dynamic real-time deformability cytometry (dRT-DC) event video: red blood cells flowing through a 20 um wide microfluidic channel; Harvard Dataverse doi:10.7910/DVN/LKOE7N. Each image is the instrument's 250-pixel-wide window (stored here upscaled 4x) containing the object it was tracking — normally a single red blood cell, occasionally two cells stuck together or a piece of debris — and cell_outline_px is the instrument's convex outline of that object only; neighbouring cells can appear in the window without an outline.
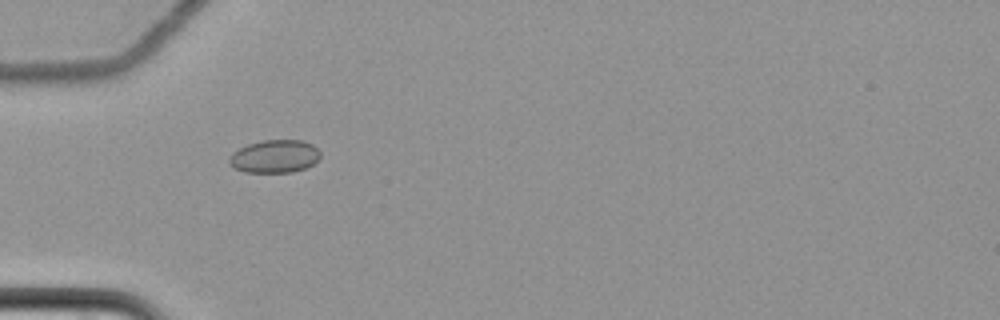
{"species": "common noctule bat (a hibernating species)", "species_latin": "Nyctalus noctula", "temperature_condition": "cold", "stored_images_in_passage": 44, "camera_frame_rate_fps": 3000, "um_per_image_px": 0.085, "animal": {"sex": "female", "body_mass_g": 22.7, "forearm_length_mm": 54.2}, "frame": {"image": 1, "passage_image": 4, "time_ms": 1.0, "image_size_px": [1000, 320], "cell_outline_px": [[320, 156], [312, 164], [304, 168], [292, 172], [244, 172], [232, 168], [228, 164], [228, 160], [232, 152], [248, 144], [264, 140], [304, 140], [312, 144], [320, 152]], "centroid_in_image_um": [23.3, 13.29], "position_along_channel_um": 61.7, "area_um2": 17.51}}
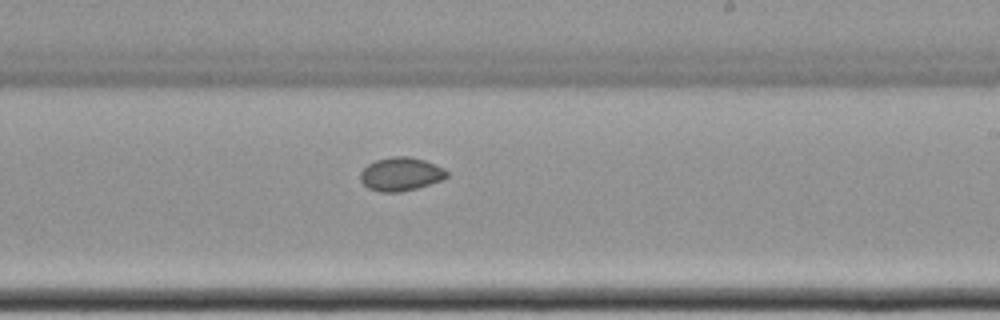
{"frame": {"image": 2, "passage_image": 21, "time_ms": 6.667, "image_size_px": [1000, 320], "cell_outline_px": [[448, 176], [444, 180], [416, 188], [400, 192], [380, 192], [368, 188], [360, 180], [360, 172], [368, 164], [376, 160], [392, 156], [408, 156], [424, 160], [444, 168], [448, 172]], "centroid_in_image_um": [34.08, 14.8], "position_along_channel_um": 254.9, "area_um2": 16.94}}
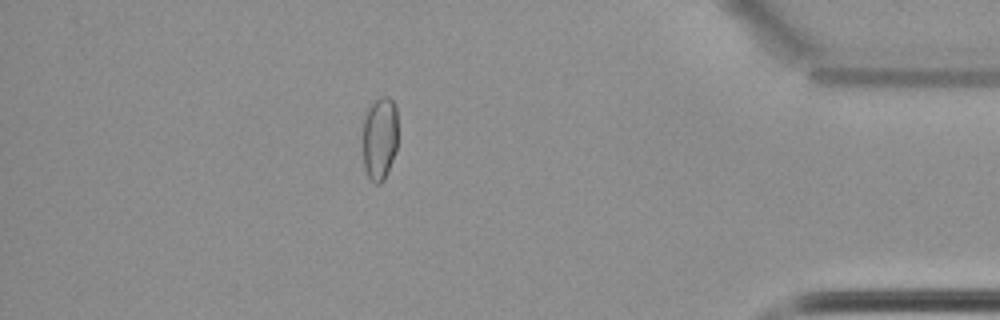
{"frame": {"image": 3, "passage_image": 37, "time_ms": 12.0, "image_size_px": [1000, 320], "cell_outline_px": [[396, 148], [392, 160], [384, 180], [380, 184], [376, 184], [368, 176], [364, 168], [364, 112], [380, 96], [388, 96], [396, 104]], "centroid_in_image_um": [32.27, 11.73], "position_along_channel_um": 402.9, "area_um2": 16.88}}